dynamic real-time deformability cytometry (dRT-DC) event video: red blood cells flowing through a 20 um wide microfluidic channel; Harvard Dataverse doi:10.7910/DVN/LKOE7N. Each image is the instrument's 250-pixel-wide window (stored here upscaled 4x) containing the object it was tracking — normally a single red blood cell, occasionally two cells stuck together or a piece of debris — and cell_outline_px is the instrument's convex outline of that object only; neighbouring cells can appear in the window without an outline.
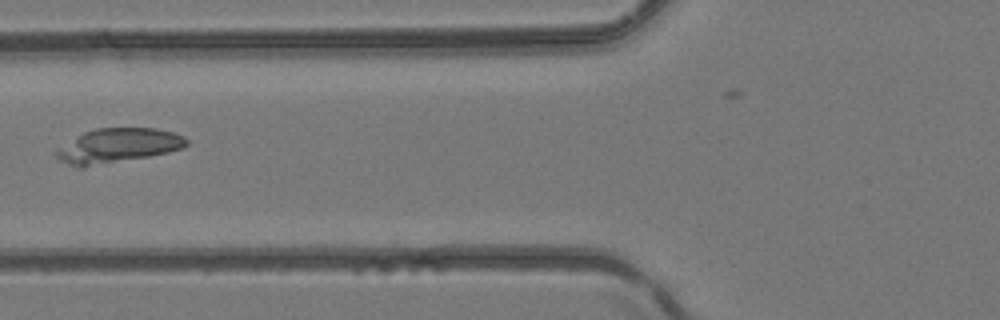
{"species": "common noctule bat (a hibernating species)", "species_latin": "Nyctalus noctula", "temperature_condition": "room temperature", "stored_images_in_passage": 7, "camera_frame_rate_fps": 3000, "um_per_image_px": 0.085, "animal": {"sex": "female", "body_mass_g": 24.6, "forearm_length_mm": 56.2}, "frame": {"image": 1, "passage_image": 6, "time_ms": 1.667, "image_size_px": [1000, 320], "cell_outline_px": [[188, 144], [184, 148], [168, 152], [148, 156], [84, 168], [80, 168], [68, 164], [60, 160], [56, 156], [56, 152], [84, 132], [96, 128], [156, 128], [172, 132], [184, 136], [188, 140]], "centroid_in_image_um": [10.08, 12.39], "position_along_channel_um": 115.7, "area_um2": 25.78}}
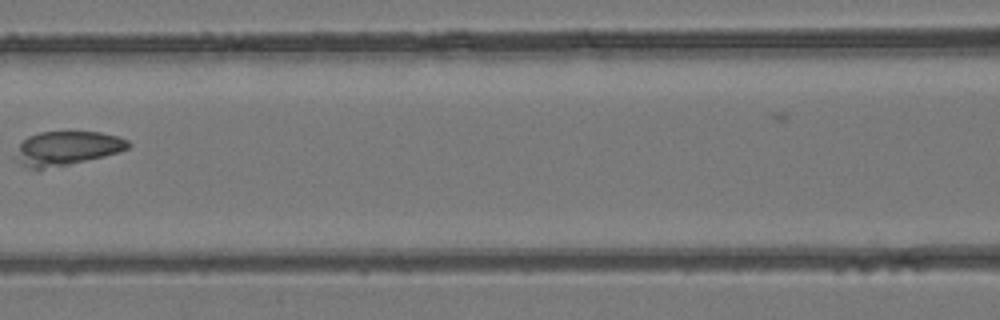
{"frame": {"image": 2, "passage_image": 7, "time_ms": 2.0, "image_size_px": [1000, 320], "cell_outline_px": [[132, 144], [128, 148], [120, 152], [104, 156], [36, 172], [28, 168], [20, 160], [20, 144], [28, 136], [40, 132], [100, 132], [116, 136], [128, 140]], "centroid_in_image_um": [5.75, 12.62], "position_along_channel_um": 160.9, "area_um2": 22.08}}